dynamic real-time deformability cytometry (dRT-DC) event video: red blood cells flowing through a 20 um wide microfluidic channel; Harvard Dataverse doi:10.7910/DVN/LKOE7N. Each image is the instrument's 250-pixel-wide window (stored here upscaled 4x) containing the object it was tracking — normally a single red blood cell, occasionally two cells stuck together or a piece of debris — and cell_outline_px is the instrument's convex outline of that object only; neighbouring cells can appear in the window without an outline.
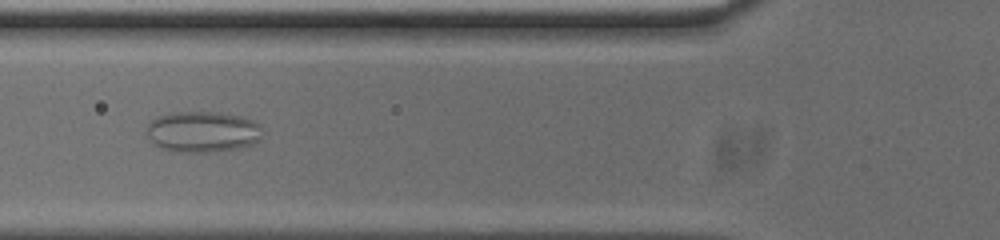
{"species": "common noctule bat (a hibernating species)", "species_latin": "Nyctalus noctula", "temperature_condition": "cold", "stored_images_in_passage": 38, "camera_frame_rate_fps": 3000, "um_per_image_px": 0.085, "animal": {"sex": "male", "body_mass_g": 20.0, "forearm_length_mm": 53.3}, "frame": {"image": 1, "passage_image": 10, "time_ms": 3.0, "image_size_px": [1000, 240], "cell_outline_px": [[260, 124], [256, 140], [252, 144], [236, 148], [208, 152], [180, 152], [164, 148], [156, 144], [148, 136], [148, 124], [156, 116], [172, 112], [220, 112], [240, 116], [252, 120]], "centroid_in_image_um": [17.18, 11.17], "position_along_channel_um": 108.6, "area_um2": 27.05}}
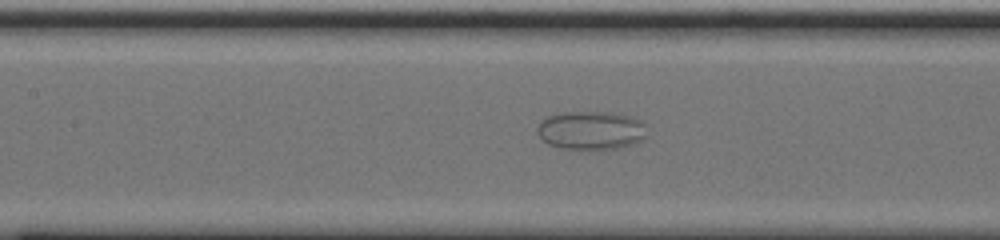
{"frame": {"image": 2, "passage_image": 14, "time_ms": 4.333, "image_size_px": [1000, 240], "cell_outline_px": [[644, 136], [640, 140], [632, 144], [620, 148], [564, 148], [548, 144], [536, 132], [536, 128], [548, 116], [564, 112], [612, 112], [628, 116], [640, 120], [644, 124]], "centroid_in_image_um": [50.22, 11.06], "position_along_channel_um": 157.2, "area_um2": 24.04}}
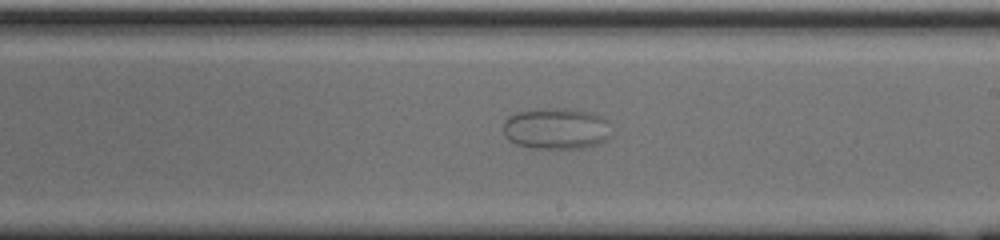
{"frame": {"image": 3, "passage_image": 21, "time_ms": 6.667, "image_size_px": [1000, 240], "cell_outline_px": [[604, 140], [596, 144], [584, 148], [532, 148], [516, 144], [508, 140], [504, 136], [504, 120], [508, 116], [516, 112], [560, 108], [588, 112], [600, 116], [604, 120]], "centroid_in_image_um": [47.13, 10.94], "position_along_channel_um": 241.9, "area_um2": 25.03}}